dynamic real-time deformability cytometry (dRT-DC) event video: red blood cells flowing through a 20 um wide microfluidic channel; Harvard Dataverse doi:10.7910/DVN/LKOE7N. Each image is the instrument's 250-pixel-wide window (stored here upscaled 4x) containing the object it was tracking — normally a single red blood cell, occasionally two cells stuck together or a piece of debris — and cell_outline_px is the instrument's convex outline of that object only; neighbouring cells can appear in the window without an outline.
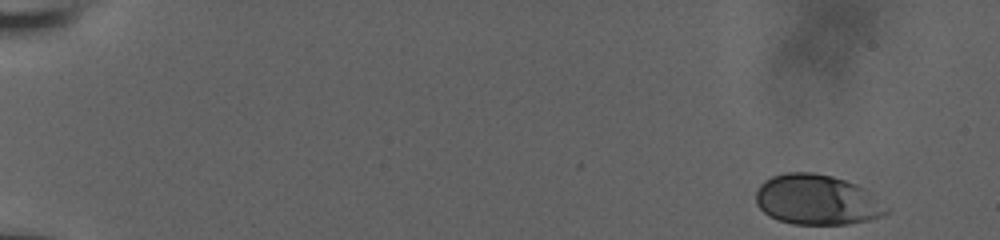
{"species": "human", "species_latin": "Homo sapiens", "temperature_condition": "room temperature", "stored_images_in_passage": 53, "camera_frame_rate_fps": 3000, "um_per_image_px": 0.085, "donor": {"sex": "male"}, "frame": {"image": 1, "passage_image": 1, "time_ms": 0.0, "image_size_px": [1000, 240], "cell_outline_px": [[888, 212], [884, 216], [868, 220], [848, 224], [792, 224], [776, 220], [768, 216], [756, 204], [756, 192], [760, 184], [764, 180], [772, 176], [784, 172], [812, 172], [832, 176], [856, 184], [864, 188], [888, 208]], "centroid_in_image_um": [69.41, 16.98], "position_along_channel_um": 15.6, "area_um2": 38.26}}
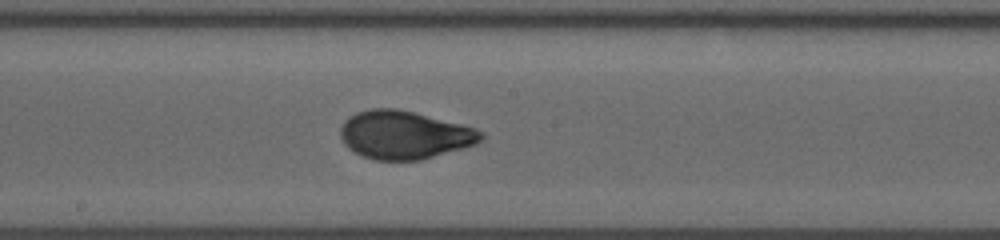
{"frame": {"image": 2, "passage_image": 30, "time_ms": 9.667, "image_size_px": [1000, 240], "cell_outline_px": [[484, 140], [476, 144], [464, 148], [420, 160], [376, 160], [360, 156], [348, 148], [344, 144], [340, 136], [340, 128], [344, 120], [348, 116], [356, 112], [372, 108], [396, 108], [476, 128], [484, 132]], "centroid_in_image_um": [34.35, 11.47], "position_along_channel_um": 213.8, "area_um2": 39.65}}
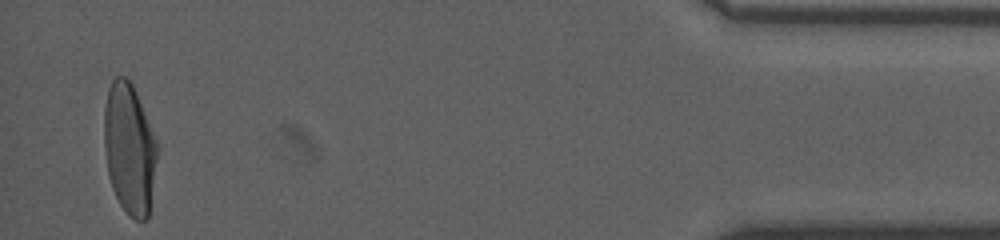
{"frame": {"image": 3, "passage_image": 52, "time_ms": 17.0, "image_size_px": [1000, 240], "cell_outline_px": [[160, 148], [148, 216], [144, 220], [136, 220], [120, 204], [112, 188], [108, 172], [104, 148], [104, 108], [108, 88], [112, 80], [116, 76], [124, 76], [132, 84], [136, 92], [160, 144]], "centroid_in_image_um": [11.03, 12.6], "position_along_channel_um": 424.2, "area_um2": 40.92}, "authors_computed_cell_mechanics": {"area_um2": 38.726, "velocity_mm_per_s": 3.8328, "shape_relaxation_time_tau1_ms": 4.1517, "shape_relaxation_time_tau2_ms": null, "deformation_change_tau1": 0.1631, "deformation_change_tau2": null}}